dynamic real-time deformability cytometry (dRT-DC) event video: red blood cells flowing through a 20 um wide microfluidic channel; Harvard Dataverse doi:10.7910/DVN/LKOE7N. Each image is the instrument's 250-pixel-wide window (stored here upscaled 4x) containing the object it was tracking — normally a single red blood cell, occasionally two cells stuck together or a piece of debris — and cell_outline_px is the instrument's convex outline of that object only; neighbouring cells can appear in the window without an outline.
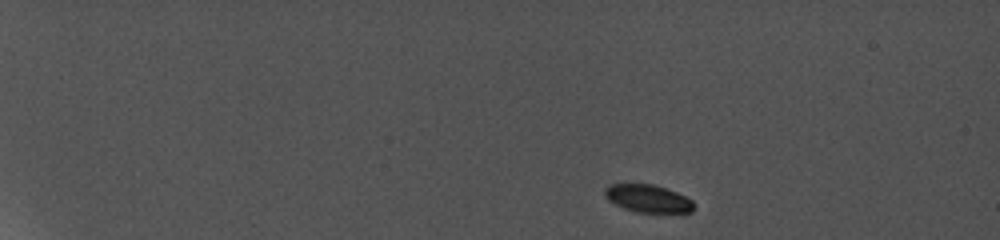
{"species": "common noctule bat (a hibernating species)", "species_latin": "Nyctalus noctula", "temperature_condition": "cold", "stored_images_in_passage": 9, "camera_frame_rate_fps": 5000, "um_per_image_px": 0.085, "animal": {"sex": "female", "body_mass_g": 19.0, "forearm_length_mm": 56.7}, "frame": {"image": 1, "passage_image": 1, "time_ms": 0.0, "image_size_px": [1000, 240], "cell_outline_px": [[696, 204], [692, 212], [684, 216], [680, 216], [636, 212], [624, 208], [608, 200], [604, 196], [604, 188], [608, 184], [652, 184], [676, 192], [692, 200]], "centroid_in_image_um": [55.17, 16.94], "position_along_channel_um": 29.8, "area_um2": 15.2}}
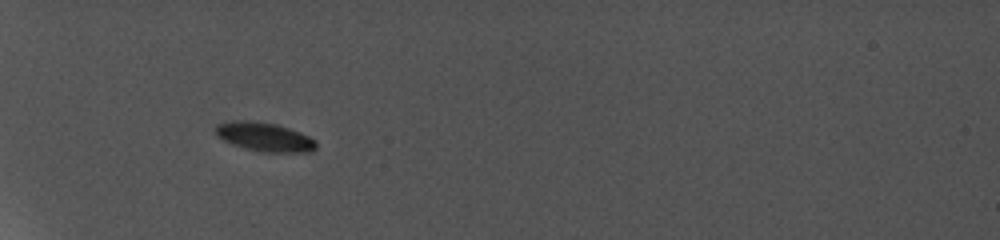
{"frame": {"image": 2, "passage_image": 6, "time_ms": 4.0, "image_size_px": [1000, 240], "cell_outline_px": [[316, 148], [312, 152], [260, 152], [244, 148], [232, 144], [216, 136], [216, 128], [220, 124], [272, 124], [288, 128], [308, 136], [316, 140]], "centroid_in_image_um": [22.6, 11.73], "position_along_channel_um": 62.4, "area_um2": 15.78}}
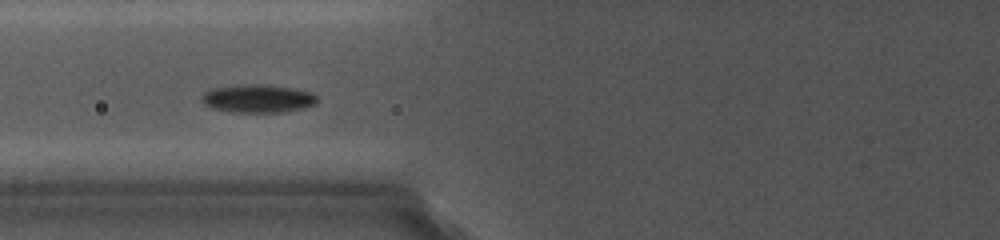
{"frame": {"image": 3, "passage_image": 8, "time_ms": 5.8, "image_size_px": [1000, 240], "cell_outline_px": [[316, 100], [312, 104], [304, 108], [284, 112], [232, 112], [212, 108], [204, 104], [204, 92], [216, 88], [288, 88], [308, 92], [316, 96]], "centroid_in_image_um": [21.93, 8.47], "position_along_channel_um": 103.9, "area_um2": 17.05}}